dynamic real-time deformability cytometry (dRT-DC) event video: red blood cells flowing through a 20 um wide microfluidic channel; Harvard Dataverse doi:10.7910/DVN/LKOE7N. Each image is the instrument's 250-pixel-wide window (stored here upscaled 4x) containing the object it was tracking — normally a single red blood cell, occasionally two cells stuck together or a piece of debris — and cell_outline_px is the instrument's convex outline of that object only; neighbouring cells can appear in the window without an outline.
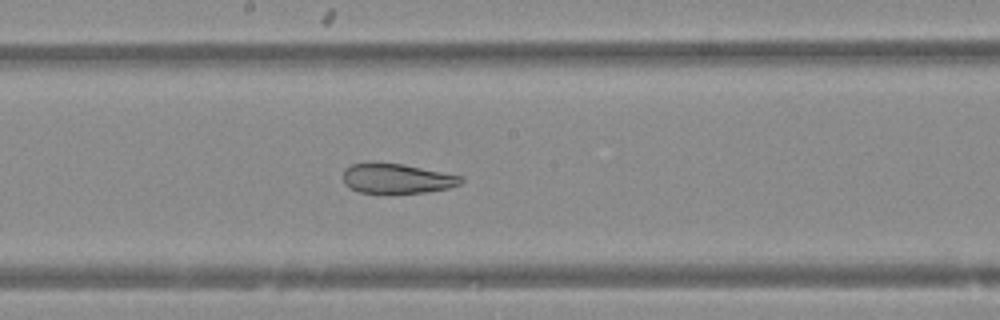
{"species": "Egyptian fruit bat (a non-hibernating species)", "species_latin": "Rousettus aegyptiacus", "temperature_condition": "warm", "stored_images_in_passage": 50, "camera_frame_rate_fps": 3000, "um_per_image_px": 0.085, "animal": {"sex": "female"}, "frame": {"image": 1, "passage_image": 27, "time_ms": 8.667, "image_size_px": [1000, 320], "cell_outline_px": [[464, 180], [460, 184], [448, 188], [428, 192], [360, 192], [348, 188], [344, 184], [344, 168], [352, 164], [368, 160], [404, 164], [464, 176]], "centroid_in_image_um": [33.71, 15.13], "position_along_channel_um": 214.5, "area_um2": 20.87}}
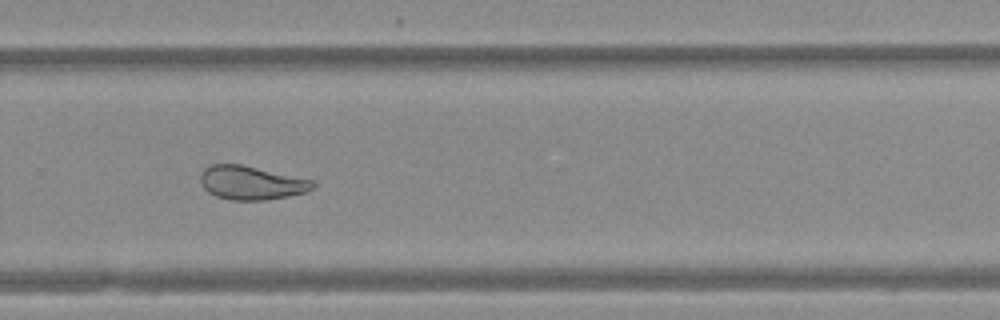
{"frame": {"image": 2, "passage_image": 34, "time_ms": 11.0, "image_size_px": [1000, 320], "cell_outline_px": [[316, 188], [308, 192], [288, 196], [264, 200], [232, 200], [216, 196], [208, 192], [200, 184], [200, 172], [204, 168], [212, 164], [240, 164], [316, 180]], "centroid_in_image_um": [21.4, 15.53], "position_along_channel_um": 308.4, "area_um2": 22.43}}
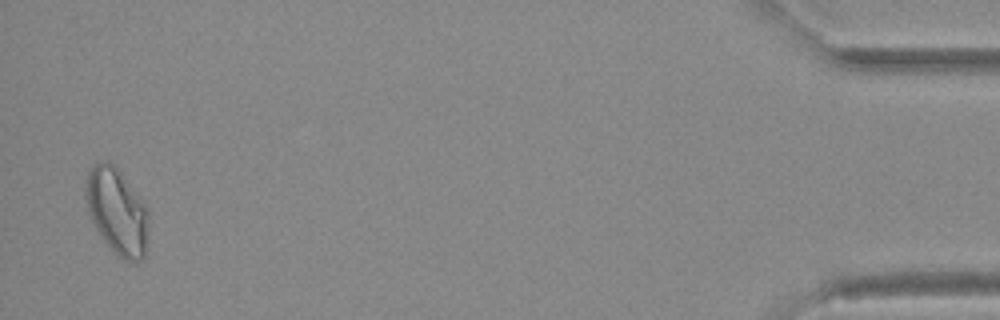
{"frame": {"image": 3, "passage_image": 49, "time_ms": 16.0, "image_size_px": [1000, 320], "cell_outline_px": [[148, 232], [144, 256], [140, 260], [132, 264], [124, 260], [104, 240], [96, 228], [92, 220], [84, 196], [84, 192], [88, 172], [96, 164], [104, 160], [108, 160], [120, 172], [148, 208]], "centroid_in_image_um": [9.95, 17.97], "position_along_channel_um": 425.2, "area_um2": 31.15}}